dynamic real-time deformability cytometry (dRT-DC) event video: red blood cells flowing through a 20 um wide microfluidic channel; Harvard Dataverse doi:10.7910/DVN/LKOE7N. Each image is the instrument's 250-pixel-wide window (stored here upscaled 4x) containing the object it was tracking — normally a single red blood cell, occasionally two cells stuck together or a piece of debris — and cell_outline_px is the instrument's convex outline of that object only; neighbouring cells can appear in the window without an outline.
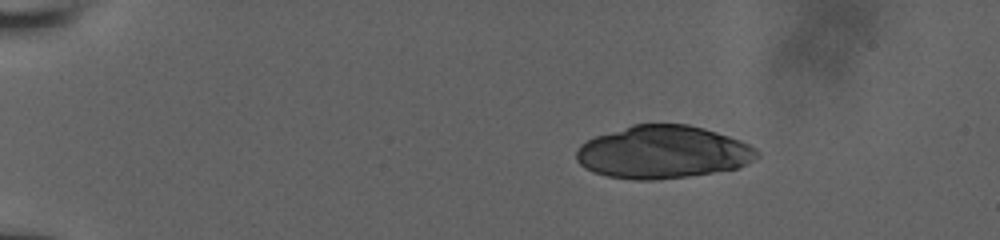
{"species": "human", "species_latin": "Homo sapiens", "temperature_condition": "room temperature", "stored_images_in_passage": 46, "camera_frame_rate_fps": 3000, "um_per_image_px": 0.085, "donor": {"sex": "male"}, "frame": {"image": 1, "passage_image": 1, "time_ms": 0.0, "image_size_px": [1000, 240], "cell_outline_px": [[760, 156], [748, 164], [740, 168], [688, 176], [652, 180], [636, 180], [608, 176], [592, 172], [584, 168], [576, 160], [576, 152], [580, 144], [596, 136], [632, 124], [688, 124], [704, 128], [740, 140], [756, 148], [760, 152]], "centroid_in_image_um": [56.36, 12.93], "position_along_channel_um": 28.6, "area_um2": 55.78}}